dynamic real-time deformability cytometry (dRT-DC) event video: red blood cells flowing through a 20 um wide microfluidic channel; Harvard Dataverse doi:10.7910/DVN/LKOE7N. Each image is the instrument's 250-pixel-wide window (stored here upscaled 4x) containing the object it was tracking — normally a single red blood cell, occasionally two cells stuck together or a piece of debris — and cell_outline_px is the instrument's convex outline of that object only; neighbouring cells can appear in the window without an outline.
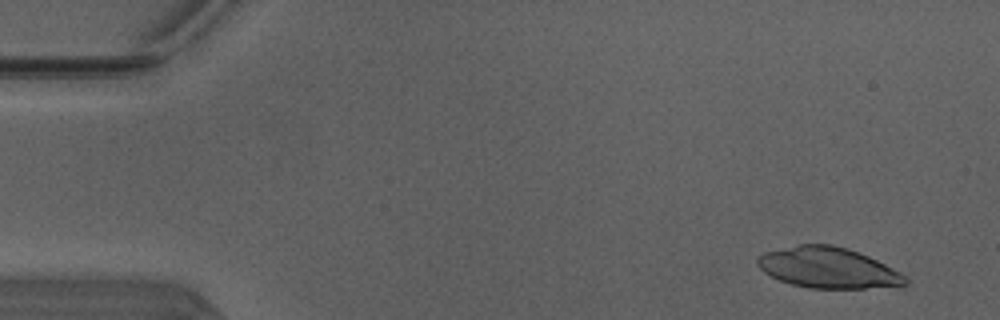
{"species": "Egyptian fruit bat (a non-hibernating species)", "species_latin": "Rousettus aegyptiacus", "temperature_condition": "warm", "stored_images_in_passage": 50, "camera_frame_rate_fps": 3000, "um_per_image_px": 0.085, "animal": {"sex": "male"}, "frame": {"image": 1, "passage_image": 3, "time_ms": 0.667, "image_size_px": [1000, 320], "cell_outline_px": [[908, 284], [864, 288], [808, 288], [792, 284], [780, 280], [764, 272], [756, 264], [756, 256], [764, 252], [800, 244], [832, 244], [848, 248], [868, 256], [900, 272], [908, 280]], "centroid_in_image_um": [70.34, 22.75], "position_along_channel_um": 14.7, "area_um2": 34.91}}
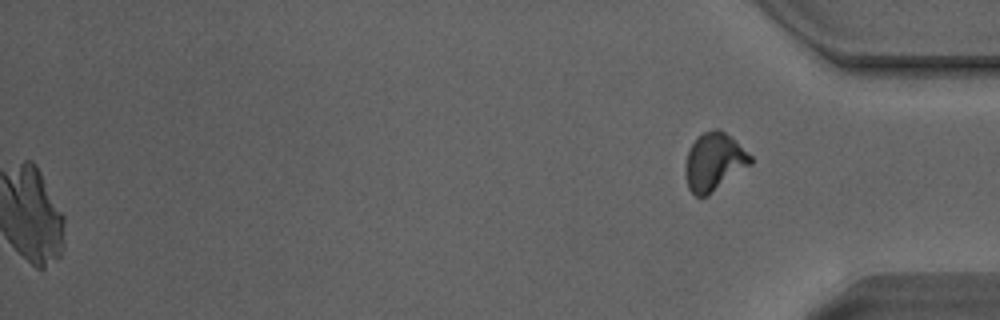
{"frame": {"image": 2, "passage_image": 50, "time_ms": 16.333, "image_size_px": [1000, 320], "cell_outline_px": [[752, 164], [708, 196], [696, 196], [688, 188], [684, 172], [684, 168], [688, 152], [692, 144], [704, 132], [716, 128], [720, 128], [752, 156]], "centroid_in_image_um": [60.69, 13.78], "position_along_channel_um": 374.5, "area_um2": 21.85}}